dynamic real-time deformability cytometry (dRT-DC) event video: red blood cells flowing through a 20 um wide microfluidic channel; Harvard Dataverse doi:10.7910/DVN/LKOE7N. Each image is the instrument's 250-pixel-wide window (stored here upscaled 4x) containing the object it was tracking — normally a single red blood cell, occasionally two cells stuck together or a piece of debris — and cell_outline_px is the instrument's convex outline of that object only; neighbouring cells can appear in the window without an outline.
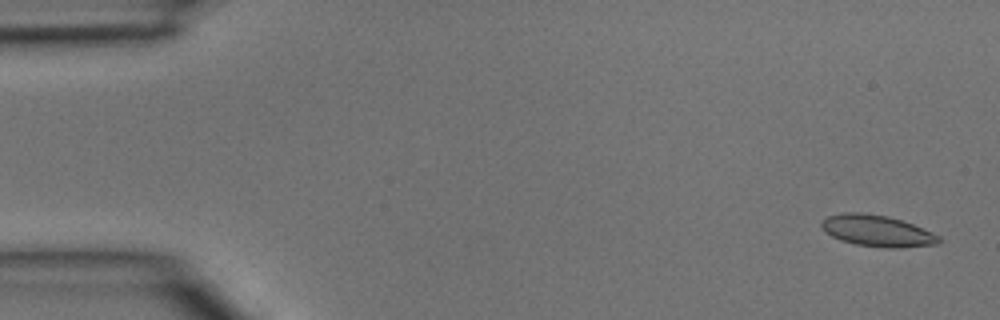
{"species": "common noctule bat (a hibernating species)", "species_latin": "Nyctalus noctula", "temperature_condition": "room temperature", "stored_images_in_passage": 3, "camera_frame_rate_fps": 3000, "um_per_image_px": 0.085, "animal": {"sex": "male", "body_mass_g": 15.6}, "frame": {"image": 1, "passage_image": 1, "time_ms": 0.0, "image_size_px": [1000, 320], "cell_outline_px": [[940, 240], [936, 244], [900, 248], [884, 248], [856, 244], [840, 240], [832, 236], [820, 224], [820, 220], [828, 216], [844, 212], [860, 212], [888, 216], [912, 224], [932, 232], [940, 236]], "centroid_in_image_um": [74.55, 19.62], "position_along_channel_um": 10.5, "area_um2": 21.33}}
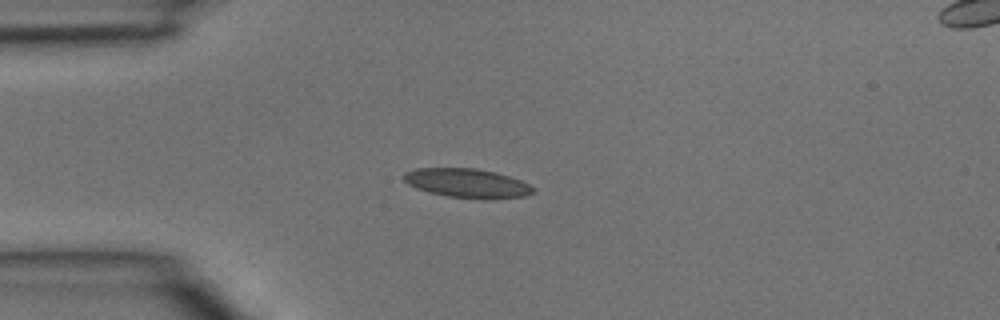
{"frame": {"image": 2, "passage_image": 3, "time_ms": 0.667, "image_size_px": [1000, 320], "cell_outline_px": [[536, 192], [524, 196], [448, 196], [416, 188], [408, 184], [404, 180], [404, 172], [416, 168], [476, 168], [496, 172], [520, 180], [536, 188]], "centroid_in_image_um": [39.67, 15.51], "position_along_channel_um": 45.3, "area_um2": 20.92}}